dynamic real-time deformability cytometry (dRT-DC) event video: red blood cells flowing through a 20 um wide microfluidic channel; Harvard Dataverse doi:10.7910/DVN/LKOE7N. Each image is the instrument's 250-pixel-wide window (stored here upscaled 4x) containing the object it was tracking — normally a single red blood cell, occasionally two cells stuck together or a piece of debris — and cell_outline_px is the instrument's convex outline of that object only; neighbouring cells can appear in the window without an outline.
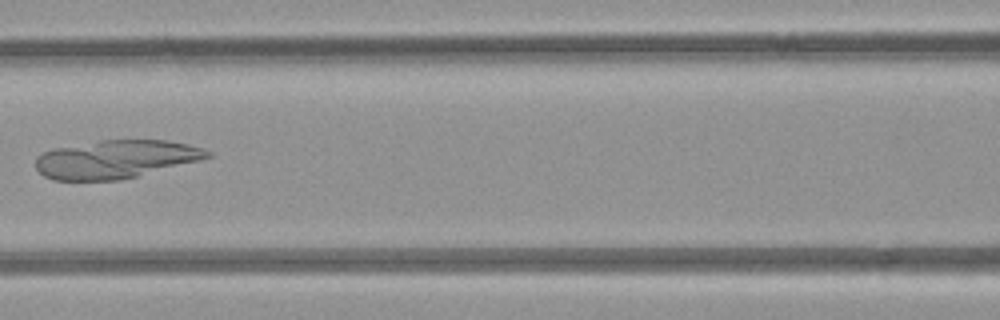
{"species": "common noctule bat (a hibernating species)", "species_latin": "Nyctalus noctula", "temperature_condition": "room temperature", "stored_images_in_passage": 3, "camera_frame_rate_fps": 3000, "um_per_image_px": 0.085, "animal": {"sex": "female", "body_mass_g": 21.9}, "frame": {"image": 1, "passage_image": 3, "time_ms": 2.333, "image_size_px": [1000, 320], "cell_outline_px": [[212, 156], [200, 160], [120, 180], [52, 180], [44, 176], [36, 168], [36, 156], [44, 152], [56, 148], [100, 140], [168, 140], [188, 144], [204, 148], [212, 152]], "centroid_in_image_um": [9.85, 13.53], "position_along_channel_um": 156.7, "area_um2": 38.09}}